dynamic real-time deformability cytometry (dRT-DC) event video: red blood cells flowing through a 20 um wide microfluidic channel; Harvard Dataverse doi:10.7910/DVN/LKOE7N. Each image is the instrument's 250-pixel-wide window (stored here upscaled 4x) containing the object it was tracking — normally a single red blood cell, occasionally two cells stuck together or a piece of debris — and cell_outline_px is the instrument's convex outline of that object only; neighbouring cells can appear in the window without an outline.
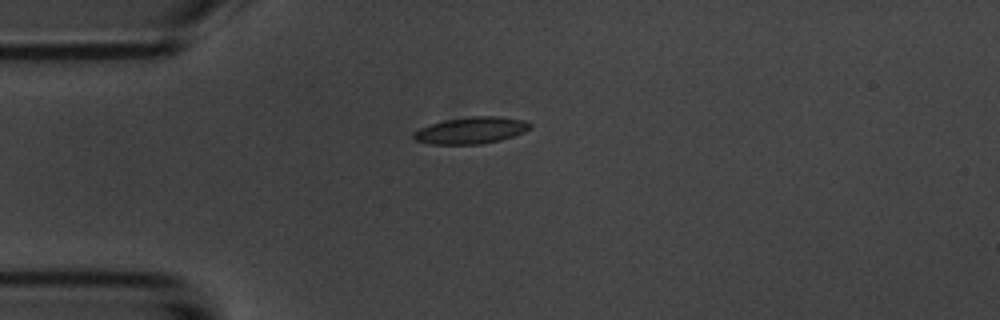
{"species": "common noctule bat (a hibernating species)", "species_latin": "Nyctalus noctula", "temperature_condition": "room temperature", "stored_images_in_passage": 6, "camera_frame_rate_fps": 3000, "um_per_image_px": 0.085, "animal": {"sex": "male", "body_mass_g": 20.1, "forearm_length_mm": 53.5}, "frame": {"image": 1, "passage_image": 1, "time_ms": 0.0, "image_size_px": [1000, 320], "cell_outline_px": [[532, 128], [524, 132], [500, 140], [480, 144], [428, 144], [416, 140], [412, 136], [412, 132], [420, 128], [432, 124], [448, 120], [472, 116], [500, 116], [524, 120], [532, 124]], "centroid_in_image_um": [40.07, 11.08], "position_along_channel_um": 44.9, "area_um2": 18.03}}
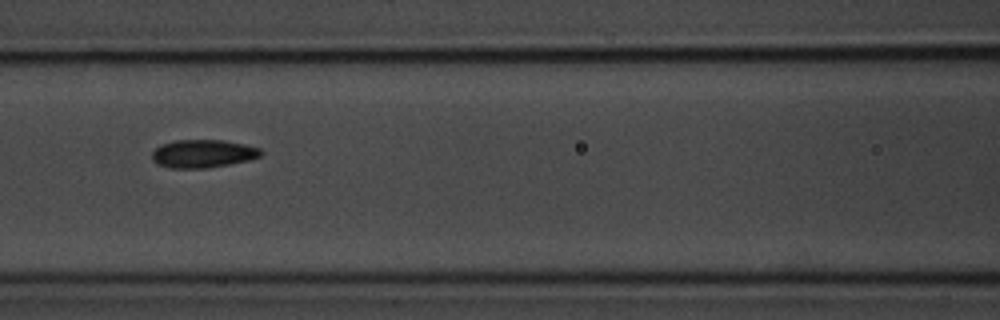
{"frame": {"image": 2, "passage_image": 4, "time_ms": 3.333, "image_size_px": [1000, 320], "cell_outline_px": [[264, 152], [260, 156], [248, 160], [208, 168], [172, 168], [156, 164], [152, 160], [152, 152], [160, 144], [176, 140], [224, 140], [244, 144], [260, 148]], "centroid_in_image_um": [17.23, 13.06], "position_along_channel_um": 149.4, "area_um2": 17.86}}
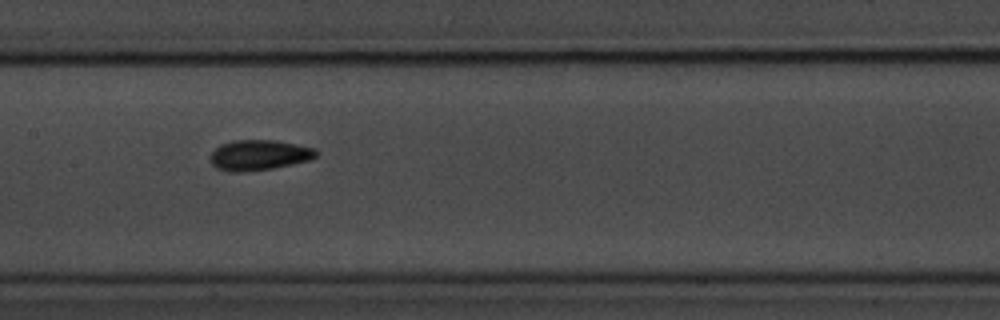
{"frame": {"image": 3, "passage_image": 5, "time_ms": 4.333, "image_size_px": [1000, 320], "cell_outline_px": [[316, 156], [308, 160], [292, 164], [272, 168], [244, 172], [228, 172], [216, 168], [208, 160], [208, 156], [220, 144], [232, 140], [276, 140], [316, 148]], "centroid_in_image_um": [21.95, 13.18], "position_along_channel_um": 185.4, "area_um2": 18.9}}